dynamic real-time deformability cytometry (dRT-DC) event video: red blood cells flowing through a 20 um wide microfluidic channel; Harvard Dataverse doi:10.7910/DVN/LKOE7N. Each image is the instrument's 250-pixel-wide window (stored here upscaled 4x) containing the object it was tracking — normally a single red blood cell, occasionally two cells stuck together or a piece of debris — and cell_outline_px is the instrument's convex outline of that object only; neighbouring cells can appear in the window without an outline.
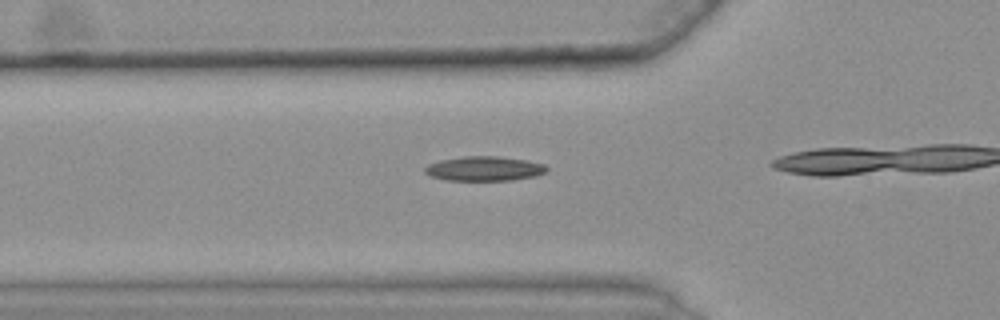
{"species": "common noctule bat (a hibernating species)", "species_latin": "Nyctalus noctula", "temperature_condition": "warm", "stored_images_in_passage": 9, "camera_frame_rate_fps": 3000, "um_per_image_px": 0.085, "animal": {"sex": "female", "body_mass_g": 25.1}, "frame": {"image": 1, "passage_image": 2, "time_ms": 0.333, "image_size_px": [1000, 320], "cell_outline_px": [[548, 168], [544, 172], [536, 176], [512, 180], [444, 180], [428, 176], [424, 172], [424, 168], [428, 164], [440, 160], [464, 156], [500, 156], [524, 160], [544, 164]], "centroid_in_image_um": [41.11, 14.33], "position_along_channel_um": 84.7, "area_um2": 17.46}}